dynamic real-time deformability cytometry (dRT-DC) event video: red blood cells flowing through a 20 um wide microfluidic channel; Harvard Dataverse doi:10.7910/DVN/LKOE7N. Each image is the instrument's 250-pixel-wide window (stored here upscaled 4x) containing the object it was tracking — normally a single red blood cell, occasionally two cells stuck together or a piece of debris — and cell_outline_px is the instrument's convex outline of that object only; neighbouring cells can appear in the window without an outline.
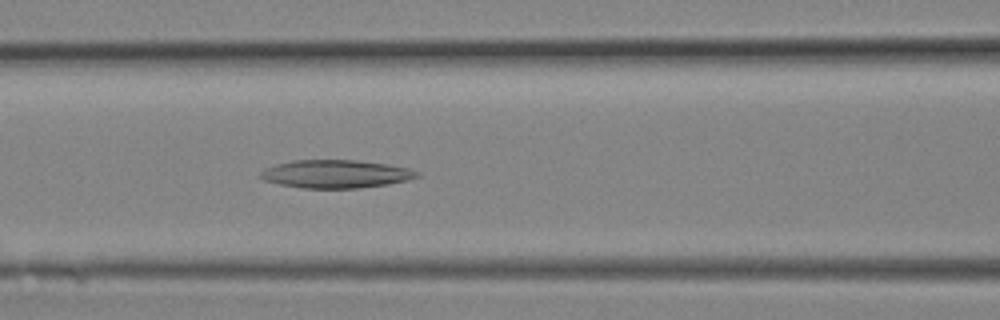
{"species": "Egyptian fruit bat (a non-hibernating species)", "species_latin": "Rousettus aegyptiacus", "temperature_condition": "room temperature", "stored_images_in_passage": 8, "camera_frame_rate_fps": 3000, "um_per_image_px": 0.085, "animal": {"sex": "female"}, "frame": {"image": 1, "passage_image": 8, "time_ms": 2.333, "image_size_px": [1000, 320], "cell_outline_px": [[420, 176], [408, 180], [388, 184], [360, 188], [304, 188], [280, 184], [264, 180], [260, 176], [260, 172], [264, 168], [276, 164], [292, 160], [360, 160], [408, 168], [420, 172]], "centroid_in_image_um": [28.55, 14.78], "position_along_channel_um": 138.1, "area_um2": 25.61}}